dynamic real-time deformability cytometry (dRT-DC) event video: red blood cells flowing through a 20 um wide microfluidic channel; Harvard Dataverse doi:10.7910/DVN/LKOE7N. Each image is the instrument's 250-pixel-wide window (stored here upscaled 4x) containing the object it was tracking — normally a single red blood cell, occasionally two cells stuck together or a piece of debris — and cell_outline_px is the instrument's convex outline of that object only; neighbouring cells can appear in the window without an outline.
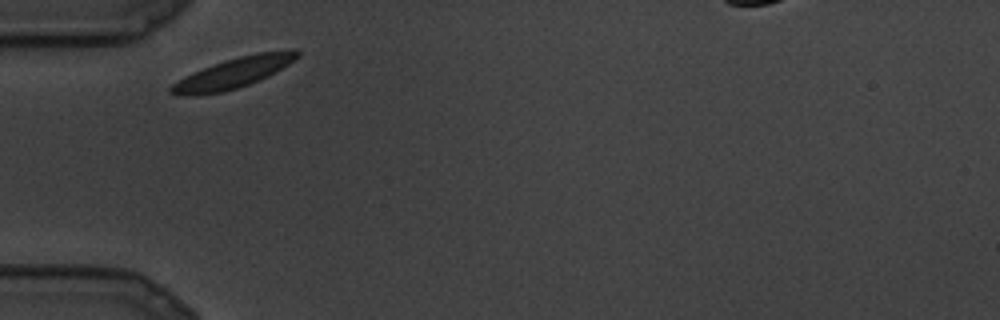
{"species": "common noctule bat (a hibernating species)", "species_latin": "Nyctalus noctula", "temperature_condition": "cold", "stored_images_in_passage": 16, "camera_frame_rate_fps": 3000, "um_per_image_px": 0.085, "animal": {"sex": "male", "body_mass_g": 19.5, "forearm_length_mm": 54.6}, "frame": {"image": 1, "passage_image": 1, "time_ms": 0.0, "image_size_px": [1000, 320], "cell_outline_px": [[300, 56], [288, 64], [268, 76], [248, 84], [236, 88], [220, 92], [196, 96], [180, 96], [168, 92], [168, 88], [172, 84], [184, 76], [212, 64], [224, 60], [256, 52], [288, 48], [296, 48], [300, 52]], "centroid_in_image_um": [19.85, 6.17], "position_along_channel_um": 65.2, "area_um2": 22.6}}
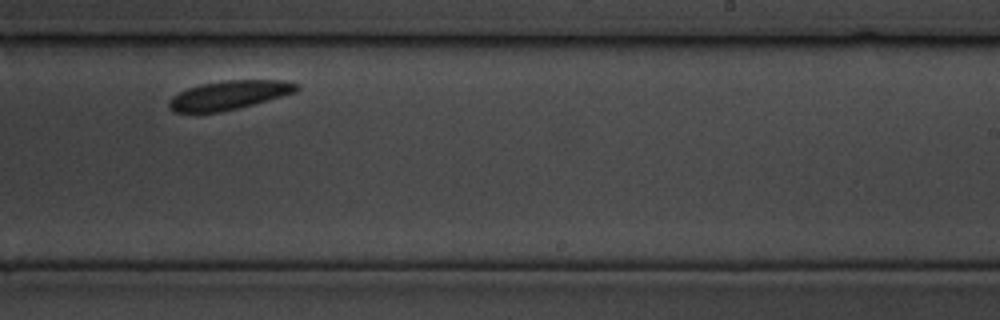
{"frame": {"image": 2, "passage_image": 10, "time_ms": 3.0, "image_size_px": [1000, 320], "cell_outline_px": [[300, 88], [296, 92], [268, 100], [220, 112], [172, 112], [168, 108], [168, 100], [172, 96], [188, 88], [200, 84], [224, 80], [284, 80], [300, 84]], "centroid_in_image_um": [19.46, 8.07], "position_along_channel_um": 269.5, "area_um2": 21.5}}
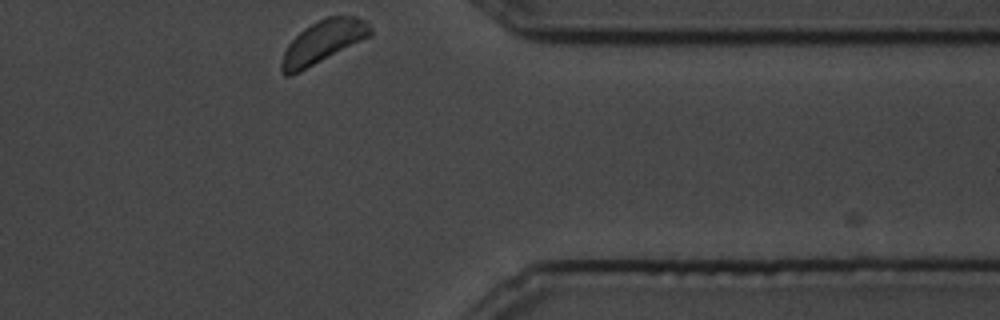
{"frame": {"image": 3, "passage_image": 16, "time_ms": 5.0, "image_size_px": [1000, 320], "cell_outline_px": [[372, 36], [288, 76], [284, 76], [280, 72], [280, 64], [284, 52], [288, 44], [304, 28], [316, 20], [328, 16], [356, 16], [364, 20], [372, 28]], "centroid_in_image_um": [27.46, 3.53], "position_along_channel_um": 383.9, "area_um2": 21.79}}